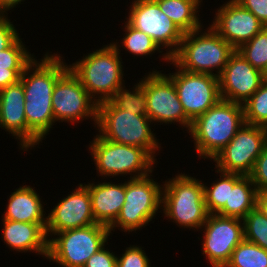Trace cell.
Listing matches in <instances>:
<instances>
[{
	"label": "cell",
	"mask_w": 267,
	"mask_h": 267,
	"mask_svg": "<svg viewBox=\"0 0 267 267\" xmlns=\"http://www.w3.org/2000/svg\"><path fill=\"white\" fill-rule=\"evenodd\" d=\"M244 240L267 251V218L255 207L243 219Z\"/></svg>",
	"instance_id": "obj_31"
},
{
	"label": "cell",
	"mask_w": 267,
	"mask_h": 267,
	"mask_svg": "<svg viewBox=\"0 0 267 267\" xmlns=\"http://www.w3.org/2000/svg\"><path fill=\"white\" fill-rule=\"evenodd\" d=\"M54 120L80 122L88 117L97 124L98 103L68 69L56 82L52 92Z\"/></svg>",
	"instance_id": "obj_14"
},
{
	"label": "cell",
	"mask_w": 267,
	"mask_h": 267,
	"mask_svg": "<svg viewBox=\"0 0 267 267\" xmlns=\"http://www.w3.org/2000/svg\"><path fill=\"white\" fill-rule=\"evenodd\" d=\"M267 145V128L244 123L233 139L213 158L217 170L249 176Z\"/></svg>",
	"instance_id": "obj_10"
},
{
	"label": "cell",
	"mask_w": 267,
	"mask_h": 267,
	"mask_svg": "<svg viewBox=\"0 0 267 267\" xmlns=\"http://www.w3.org/2000/svg\"><path fill=\"white\" fill-rule=\"evenodd\" d=\"M24 104L25 94L21 80L0 90V127L16 136L22 150H27Z\"/></svg>",
	"instance_id": "obj_19"
},
{
	"label": "cell",
	"mask_w": 267,
	"mask_h": 267,
	"mask_svg": "<svg viewBox=\"0 0 267 267\" xmlns=\"http://www.w3.org/2000/svg\"><path fill=\"white\" fill-rule=\"evenodd\" d=\"M257 192L267 191V145L256 159L252 173L249 175Z\"/></svg>",
	"instance_id": "obj_34"
},
{
	"label": "cell",
	"mask_w": 267,
	"mask_h": 267,
	"mask_svg": "<svg viewBox=\"0 0 267 267\" xmlns=\"http://www.w3.org/2000/svg\"><path fill=\"white\" fill-rule=\"evenodd\" d=\"M244 123L243 105L220 99L192 122L188 133L194 139L196 153L212 160Z\"/></svg>",
	"instance_id": "obj_2"
},
{
	"label": "cell",
	"mask_w": 267,
	"mask_h": 267,
	"mask_svg": "<svg viewBox=\"0 0 267 267\" xmlns=\"http://www.w3.org/2000/svg\"><path fill=\"white\" fill-rule=\"evenodd\" d=\"M151 122L147 115H135L134 112L120 109L110 100L98 104L96 127L99 136L116 143L141 147L154 158L160 144L151 131Z\"/></svg>",
	"instance_id": "obj_5"
},
{
	"label": "cell",
	"mask_w": 267,
	"mask_h": 267,
	"mask_svg": "<svg viewBox=\"0 0 267 267\" xmlns=\"http://www.w3.org/2000/svg\"><path fill=\"white\" fill-rule=\"evenodd\" d=\"M24 70L0 69V90L8 85L17 83Z\"/></svg>",
	"instance_id": "obj_38"
},
{
	"label": "cell",
	"mask_w": 267,
	"mask_h": 267,
	"mask_svg": "<svg viewBox=\"0 0 267 267\" xmlns=\"http://www.w3.org/2000/svg\"><path fill=\"white\" fill-rule=\"evenodd\" d=\"M150 260L140 246L127 247L122 257H117L116 267H150Z\"/></svg>",
	"instance_id": "obj_33"
},
{
	"label": "cell",
	"mask_w": 267,
	"mask_h": 267,
	"mask_svg": "<svg viewBox=\"0 0 267 267\" xmlns=\"http://www.w3.org/2000/svg\"><path fill=\"white\" fill-rule=\"evenodd\" d=\"M220 179L213 182L210 187L203 184L204 200L209 214H217L228 201L229 196V173L220 170Z\"/></svg>",
	"instance_id": "obj_29"
},
{
	"label": "cell",
	"mask_w": 267,
	"mask_h": 267,
	"mask_svg": "<svg viewBox=\"0 0 267 267\" xmlns=\"http://www.w3.org/2000/svg\"><path fill=\"white\" fill-rule=\"evenodd\" d=\"M3 240L9 248L15 251H33L37 255L48 256L47 224L27 223L4 220Z\"/></svg>",
	"instance_id": "obj_20"
},
{
	"label": "cell",
	"mask_w": 267,
	"mask_h": 267,
	"mask_svg": "<svg viewBox=\"0 0 267 267\" xmlns=\"http://www.w3.org/2000/svg\"><path fill=\"white\" fill-rule=\"evenodd\" d=\"M125 24L126 33L121 42L125 50L137 56H146L160 51L158 45L149 35L132 27L127 21Z\"/></svg>",
	"instance_id": "obj_30"
},
{
	"label": "cell",
	"mask_w": 267,
	"mask_h": 267,
	"mask_svg": "<svg viewBox=\"0 0 267 267\" xmlns=\"http://www.w3.org/2000/svg\"><path fill=\"white\" fill-rule=\"evenodd\" d=\"M142 79L146 96L147 116L153 122H179L189 131L192 122L187 118L173 81L161 71L150 72Z\"/></svg>",
	"instance_id": "obj_13"
},
{
	"label": "cell",
	"mask_w": 267,
	"mask_h": 267,
	"mask_svg": "<svg viewBox=\"0 0 267 267\" xmlns=\"http://www.w3.org/2000/svg\"><path fill=\"white\" fill-rule=\"evenodd\" d=\"M168 63L178 68L173 75L170 73L167 76L175 85L187 118L193 122L221 99L219 77L207 73L187 72L171 59Z\"/></svg>",
	"instance_id": "obj_11"
},
{
	"label": "cell",
	"mask_w": 267,
	"mask_h": 267,
	"mask_svg": "<svg viewBox=\"0 0 267 267\" xmlns=\"http://www.w3.org/2000/svg\"><path fill=\"white\" fill-rule=\"evenodd\" d=\"M61 58L58 54L50 55L48 52L41 62L34 58L25 67L20 78L25 94L27 151L28 148L39 145L55 123L51 102L53 88L57 80L69 69Z\"/></svg>",
	"instance_id": "obj_1"
},
{
	"label": "cell",
	"mask_w": 267,
	"mask_h": 267,
	"mask_svg": "<svg viewBox=\"0 0 267 267\" xmlns=\"http://www.w3.org/2000/svg\"><path fill=\"white\" fill-rule=\"evenodd\" d=\"M134 87V90L131 92L121 85L110 101L118 108L134 112L135 115H147L146 96L142 87V80Z\"/></svg>",
	"instance_id": "obj_26"
},
{
	"label": "cell",
	"mask_w": 267,
	"mask_h": 267,
	"mask_svg": "<svg viewBox=\"0 0 267 267\" xmlns=\"http://www.w3.org/2000/svg\"><path fill=\"white\" fill-rule=\"evenodd\" d=\"M74 191V192H73ZM64 197L47 216L46 234L83 228L97 223L93 217L91 196L85 185H80Z\"/></svg>",
	"instance_id": "obj_18"
},
{
	"label": "cell",
	"mask_w": 267,
	"mask_h": 267,
	"mask_svg": "<svg viewBox=\"0 0 267 267\" xmlns=\"http://www.w3.org/2000/svg\"><path fill=\"white\" fill-rule=\"evenodd\" d=\"M237 52L254 68L264 73L267 69V27L238 48Z\"/></svg>",
	"instance_id": "obj_27"
},
{
	"label": "cell",
	"mask_w": 267,
	"mask_h": 267,
	"mask_svg": "<svg viewBox=\"0 0 267 267\" xmlns=\"http://www.w3.org/2000/svg\"><path fill=\"white\" fill-rule=\"evenodd\" d=\"M117 45V42L105 45L89 53L82 60L68 65L98 104L110 100L124 83L123 62L120 61L122 58L119 55L121 46Z\"/></svg>",
	"instance_id": "obj_3"
},
{
	"label": "cell",
	"mask_w": 267,
	"mask_h": 267,
	"mask_svg": "<svg viewBox=\"0 0 267 267\" xmlns=\"http://www.w3.org/2000/svg\"><path fill=\"white\" fill-rule=\"evenodd\" d=\"M91 196L92 213L97 223L110 226L117 218L125 202V182L84 184Z\"/></svg>",
	"instance_id": "obj_21"
},
{
	"label": "cell",
	"mask_w": 267,
	"mask_h": 267,
	"mask_svg": "<svg viewBox=\"0 0 267 267\" xmlns=\"http://www.w3.org/2000/svg\"><path fill=\"white\" fill-rule=\"evenodd\" d=\"M256 207L267 218V191L257 192Z\"/></svg>",
	"instance_id": "obj_39"
},
{
	"label": "cell",
	"mask_w": 267,
	"mask_h": 267,
	"mask_svg": "<svg viewBox=\"0 0 267 267\" xmlns=\"http://www.w3.org/2000/svg\"><path fill=\"white\" fill-rule=\"evenodd\" d=\"M12 192L4 212V220L47 224L41 198L30 186H21Z\"/></svg>",
	"instance_id": "obj_22"
},
{
	"label": "cell",
	"mask_w": 267,
	"mask_h": 267,
	"mask_svg": "<svg viewBox=\"0 0 267 267\" xmlns=\"http://www.w3.org/2000/svg\"><path fill=\"white\" fill-rule=\"evenodd\" d=\"M264 80L267 81V69H266V71L264 72Z\"/></svg>",
	"instance_id": "obj_41"
},
{
	"label": "cell",
	"mask_w": 267,
	"mask_h": 267,
	"mask_svg": "<svg viewBox=\"0 0 267 267\" xmlns=\"http://www.w3.org/2000/svg\"><path fill=\"white\" fill-rule=\"evenodd\" d=\"M264 81V73L235 50L219 76L221 99L244 105Z\"/></svg>",
	"instance_id": "obj_16"
},
{
	"label": "cell",
	"mask_w": 267,
	"mask_h": 267,
	"mask_svg": "<svg viewBox=\"0 0 267 267\" xmlns=\"http://www.w3.org/2000/svg\"><path fill=\"white\" fill-rule=\"evenodd\" d=\"M243 220L209 214L201 228L204 230L203 254L212 267H225L233 250L244 240Z\"/></svg>",
	"instance_id": "obj_15"
},
{
	"label": "cell",
	"mask_w": 267,
	"mask_h": 267,
	"mask_svg": "<svg viewBox=\"0 0 267 267\" xmlns=\"http://www.w3.org/2000/svg\"><path fill=\"white\" fill-rule=\"evenodd\" d=\"M225 267H267V251L257 244L243 240L233 250Z\"/></svg>",
	"instance_id": "obj_25"
},
{
	"label": "cell",
	"mask_w": 267,
	"mask_h": 267,
	"mask_svg": "<svg viewBox=\"0 0 267 267\" xmlns=\"http://www.w3.org/2000/svg\"><path fill=\"white\" fill-rule=\"evenodd\" d=\"M257 189L250 176L229 173V196L217 213L224 217L244 219L256 207Z\"/></svg>",
	"instance_id": "obj_23"
},
{
	"label": "cell",
	"mask_w": 267,
	"mask_h": 267,
	"mask_svg": "<svg viewBox=\"0 0 267 267\" xmlns=\"http://www.w3.org/2000/svg\"><path fill=\"white\" fill-rule=\"evenodd\" d=\"M160 10L169 17L183 33L202 28L197 9L202 0H155Z\"/></svg>",
	"instance_id": "obj_24"
},
{
	"label": "cell",
	"mask_w": 267,
	"mask_h": 267,
	"mask_svg": "<svg viewBox=\"0 0 267 267\" xmlns=\"http://www.w3.org/2000/svg\"><path fill=\"white\" fill-rule=\"evenodd\" d=\"M117 256L109 249L105 250V245L96 253H94L85 263L83 267H116Z\"/></svg>",
	"instance_id": "obj_36"
},
{
	"label": "cell",
	"mask_w": 267,
	"mask_h": 267,
	"mask_svg": "<svg viewBox=\"0 0 267 267\" xmlns=\"http://www.w3.org/2000/svg\"><path fill=\"white\" fill-rule=\"evenodd\" d=\"M18 37L19 33L12 22L5 14H0V51L7 49Z\"/></svg>",
	"instance_id": "obj_35"
},
{
	"label": "cell",
	"mask_w": 267,
	"mask_h": 267,
	"mask_svg": "<svg viewBox=\"0 0 267 267\" xmlns=\"http://www.w3.org/2000/svg\"><path fill=\"white\" fill-rule=\"evenodd\" d=\"M162 189L150 175L125 181V202L116 220L108 227H119L124 232L136 231L152 221L162 208Z\"/></svg>",
	"instance_id": "obj_9"
},
{
	"label": "cell",
	"mask_w": 267,
	"mask_h": 267,
	"mask_svg": "<svg viewBox=\"0 0 267 267\" xmlns=\"http://www.w3.org/2000/svg\"><path fill=\"white\" fill-rule=\"evenodd\" d=\"M243 8L253 13L267 27V0H235Z\"/></svg>",
	"instance_id": "obj_37"
},
{
	"label": "cell",
	"mask_w": 267,
	"mask_h": 267,
	"mask_svg": "<svg viewBox=\"0 0 267 267\" xmlns=\"http://www.w3.org/2000/svg\"><path fill=\"white\" fill-rule=\"evenodd\" d=\"M22 1L24 0H0V14H7V10L9 11L13 7H16Z\"/></svg>",
	"instance_id": "obj_40"
},
{
	"label": "cell",
	"mask_w": 267,
	"mask_h": 267,
	"mask_svg": "<svg viewBox=\"0 0 267 267\" xmlns=\"http://www.w3.org/2000/svg\"><path fill=\"white\" fill-rule=\"evenodd\" d=\"M246 124L267 128V81L244 103Z\"/></svg>",
	"instance_id": "obj_28"
},
{
	"label": "cell",
	"mask_w": 267,
	"mask_h": 267,
	"mask_svg": "<svg viewBox=\"0 0 267 267\" xmlns=\"http://www.w3.org/2000/svg\"><path fill=\"white\" fill-rule=\"evenodd\" d=\"M210 26L235 50L251 40L265 26L235 0L223 4Z\"/></svg>",
	"instance_id": "obj_17"
},
{
	"label": "cell",
	"mask_w": 267,
	"mask_h": 267,
	"mask_svg": "<svg viewBox=\"0 0 267 267\" xmlns=\"http://www.w3.org/2000/svg\"><path fill=\"white\" fill-rule=\"evenodd\" d=\"M163 185L162 209L165 217L183 228L201 229L209 215L202 181L181 173Z\"/></svg>",
	"instance_id": "obj_6"
},
{
	"label": "cell",
	"mask_w": 267,
	"mask_h": 267,
	"mask_svg": "<svg viewBox=\"0 0 267 267\" xmlns=\"http://www.w3.org/2000/svg\"><path fill=\"white\" fill-rule=\"evenodd\" d=\"M29 53L19 36L7 49L0 51V69L24 70L34 59Z\"/></svg>",
	"instance_id": "obj_32"
},
{
	"label": "cell",
	"mask_w": 267,
	"mask_h": 267,
	"mask_svg": "<svg viewBox=\"0 0 267 267\" xmlns=\"http://www.w3.org/2000/svg\"><path fill=\"white\" fill-rule=\"evenodd\" d=\"M89 149L99 176L131 175L140 178L152 173L155 158L145 149L106 140L99 135L93 139Z\"/></svg>",
	"instance_id": "obj_7"
},
{
	"label": "cell",
	"mask_w": 267,
	"mask_h": 267,
	"mask_svg": "<svg viewBox=\"0 0 267 267\" xmlns=\"http://www.w3.org/2000/svg\"><path fill=\"white\" fill-rule=\"evenodd\" d=\"M55 235L58 237L48 239L47 258L62 267H83L107 243L110 230L106 225L95 223L54 233Z\"/></svg>",
	"instance_id": "obj_8"
},
{
	"label": "cell",
	"mask_w": 267,
	"mask_h": 267,
	"mask_svg": "<svg viewBox=\"0 0 267 267\" xmlns=\"http://www.w3.org/2000/svg\"><path fill=\"white\" fill-rule=\"evenodd\" d=\"M126 20L132 27L149 35L160 49L161 46L169 49L162 57L164 61H170L177 52L184 33L160 10L155 0L132 2Z\"/></svg>",
	"instance_id": "obj_12"
},
{
	"label": "cell",
	"mask_w": 267,
	"mask_h": 267,
	"mask_svg": "<svg viewBox=\"0 0 267 267\" xmlns=\"http://www.w3.org/2000/svg\"><path fill=\"white\" fill-rule=\"evenodd\" d=\"M201 30L184 33L177 52L170 59L187 72L219 77L235 49L211 26L203 34ZM213 69H217L216 74Z\"/></svg>",
	"instance_id": "obj_4"
}]
</instances>
